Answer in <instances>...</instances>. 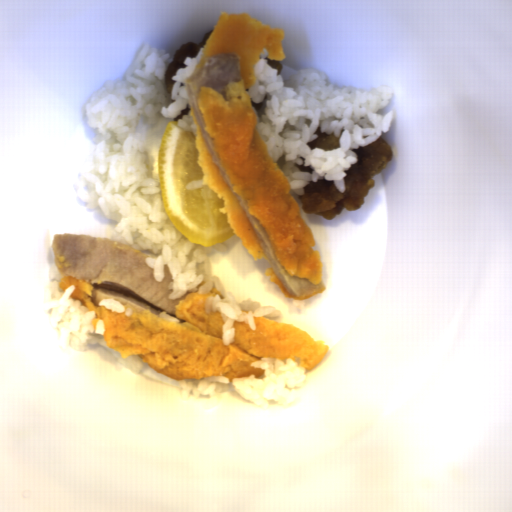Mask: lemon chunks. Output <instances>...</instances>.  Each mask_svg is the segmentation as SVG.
Listing matches in <instances>:
<instances>
[{
	"label": "lemon chunks",
	"instance_id": "e0be4373",
	"mask_svg": "<svg viewBox=\"0 0 512 512\" xmlns=\"http://www.w3.org/2000/svg\"><path fill=\"white\" fill-rule=\"evenodd\" d=\"M169 122L159 144L158 174L164 212L193 244H223L233 236L228 213H220L224 199L203 183L198 165L196 132H185Z\"/></svg>",
	"mask_w": 512,
	"mask_h": 512
}]
</instances>
